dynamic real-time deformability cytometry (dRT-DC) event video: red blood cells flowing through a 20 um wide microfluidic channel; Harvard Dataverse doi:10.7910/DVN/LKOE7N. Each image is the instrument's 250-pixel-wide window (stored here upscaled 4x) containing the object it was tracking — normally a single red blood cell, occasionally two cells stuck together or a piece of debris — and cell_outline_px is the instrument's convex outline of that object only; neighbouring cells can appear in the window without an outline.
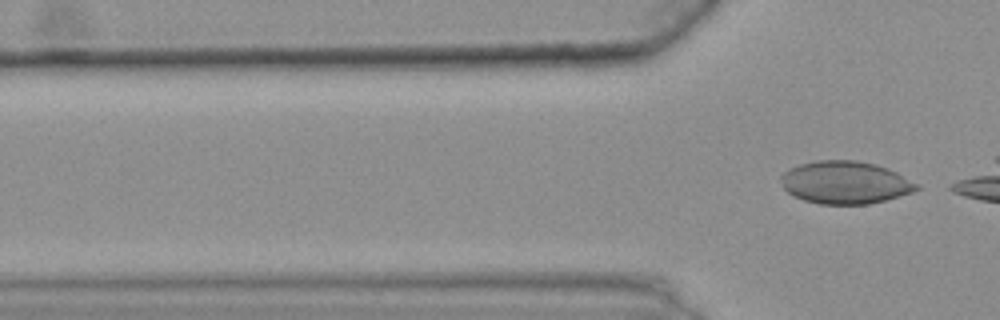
{"species": "common noctule bat (a hibernating species)", "species_latin": "Nyctalus noctula", "temperature_condition": "warm", "stored_images_in_passage": 13, "camera_frame_rate_fps": 3000, "um_per_image_px": 0.085, "animal": {"sex": "female", "body_mass_g": 25.1}, "frame": {"image": 1, "passage_image": 13, "time_ms": 4.0, "image_size_px": [1000, 320], "cell_outline_px": [[920, 188], [912, 192], [884, 200], [868, 204], [820, 204], [804, 200], [792, 196], [784, 188], [780, 180], [780, 176], [784, 172], [800, 164], [816, 160], [856, 160], [876, 164], [888, 168], [920, 184]], "centroid_in_image_um": [71.84, 15.51], "position_along_channel_um": 54.0, "area_um2": 33.76}}